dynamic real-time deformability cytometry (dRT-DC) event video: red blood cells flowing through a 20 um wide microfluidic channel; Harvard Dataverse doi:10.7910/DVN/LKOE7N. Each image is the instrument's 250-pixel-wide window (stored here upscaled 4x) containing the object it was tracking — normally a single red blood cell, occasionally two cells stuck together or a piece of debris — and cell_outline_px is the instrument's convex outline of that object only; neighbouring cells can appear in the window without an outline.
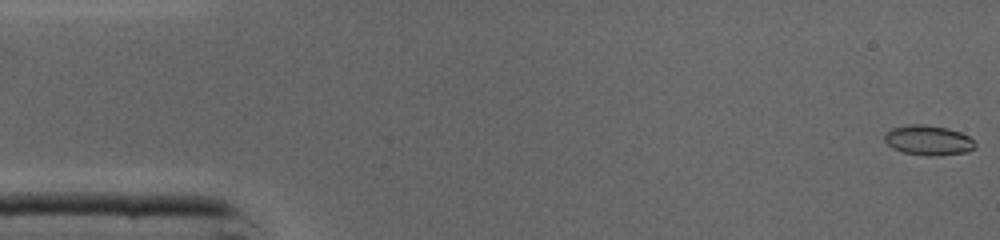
{"species": "common noctule bat (a hibernating species)", "species_latin": "Nyctalus noctula", "temperature_condition": "cold", "stored_images_in_passage": 46, "camera_frame_rate_fps": 3000, "um_per_image_px": 0.085, "animal": {"sex": "male", "body_mass_g": 19.0, "forearm_length_mm": 50.8}, "frame": {"image": 1, "passage_image": 1, "time_ms": 0.0, "image_size_px": [1000, 240], "cell_outline_px": [[976, 144], [968, 152], [928, 156], [904, 152], [892, 148], [884, 140], [884, 132], [892, 128], [908, 124], [924, 124], [948, 128], [960, 132], [968, 136]], "centroid_in_image_um": [78.86, 11.9], "position_along_channel_um": 6.1, "area_um2": 15.72}}
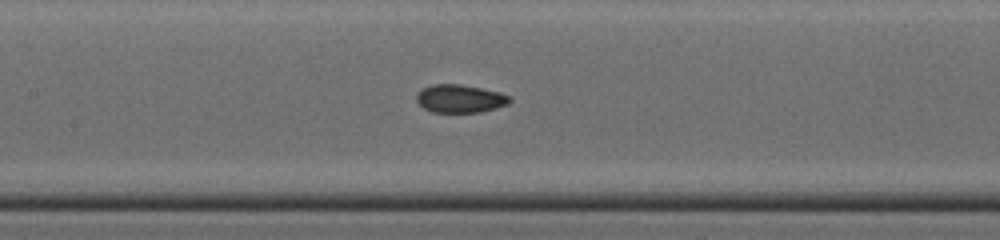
{"frame": {"image": 2, "passage_image": 21, "time_ms": 6.667, "image_size_px": [1000, 240], "cell_outline_px": [[512, 100], [508, 104], [496, 108], [480, 112], [432, 112], [424, 108], [416, 100], [416, 92], [420, 88], [432, 84], [460, 84], [500, 92], [508, 96]], "centroid_in_image_um": [39.06, 8.37], "position_along_channel_um": 168.3, "area_um2": 15.32}}
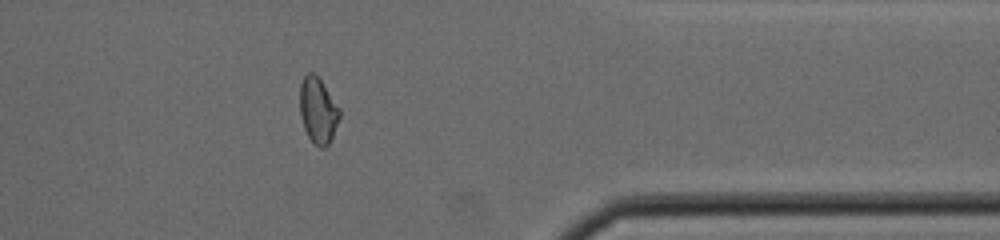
{"frame": {"image": 3, "passage_image": 37, "time_ms": 12.0, "image_size_px": [1000, 240], "cell_outline_px": [[340, 116], [332, 136], [328, 144], [324, 148], [320, 148], [308, 136], [304, 128], [300, 116], [300, 84], [304, 76], [308, 72], [312, 72], [320, 80], [340, 108]], "centroid_in_image_um": [27.02, 9.38], "position_along_channel_um": 384.4, "area_um2": 14.97}, "authors_computed_cell_mechanics": {"area_um2": 15.2303, "velocity_mm_per_s": 4.3855, "shape_relaxation_time_tau1_ms": null, "shape_relaxation_time_tau2_ms": 0.9851, "deformation_change_tau1": null, "deformation_change_tau2": 0.054}}